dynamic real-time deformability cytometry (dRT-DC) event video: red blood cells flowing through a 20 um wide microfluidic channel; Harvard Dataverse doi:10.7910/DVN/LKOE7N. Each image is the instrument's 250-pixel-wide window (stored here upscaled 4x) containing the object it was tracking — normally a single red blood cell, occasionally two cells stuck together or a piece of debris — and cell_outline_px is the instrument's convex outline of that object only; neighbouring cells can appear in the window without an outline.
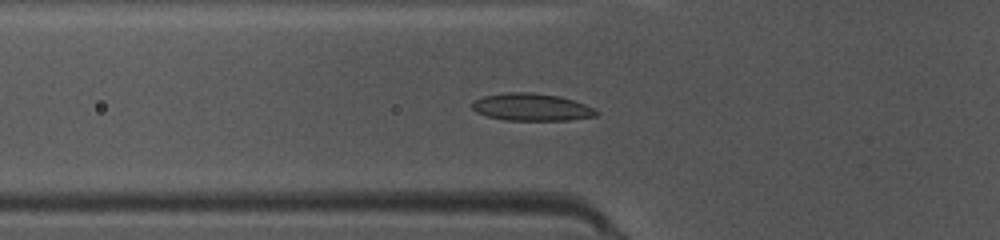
{"species": "common noctule bat (a hibernating species)", "species_latin": "Nyctalus noctula", "temperature_condition": "warm", "stored_images_in_passage": 43, "segment_of_instrument_passage": [1, 2], "camera_frame_rate_fps": 3000, "um_per_image_px": 0.085, "animal": {"sex": "female", "body_mass_g": 10.0, "forearm_length_mm": 53.1}, "frame": {"image": 1, "passage_image": 11, "time_ms": 3.333, "image_size_px": [1000, 240], "cell_outline_px": [[600, 112], [596, 116], [568, 120], [504, 120], [488, 116], [476, 112], [472, 108], [472, 100], [484, 96], [508, 92], [528, 92], [560, 96], [584, 104]], "centroid_in_image_um": [45.16, 9.1], "position_along_channel_um": 80.6, "area_um2": 19.71}}
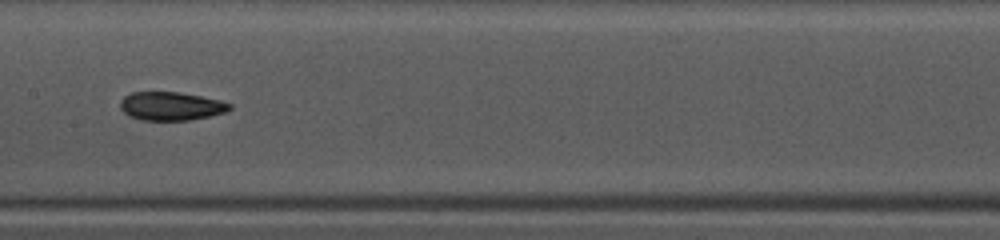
{"frame": {"image": 2, "passage_image": 19, "time_ms": 6.0, "image_size_px": [1000, 240], "cell_outline_px": [[232, 108], [224, 112], [208, 116], [188, 120], [140, 120], [128, 116], [120, 108], [120, 100], [124, 96], [132, 92], [176, 92], [200, 96], [220, 100], [232, 104]], "centroid_in_image_um": [14.5, 9.02], "position_along_channel_um": 192.9, "area_um2": 18.09}}
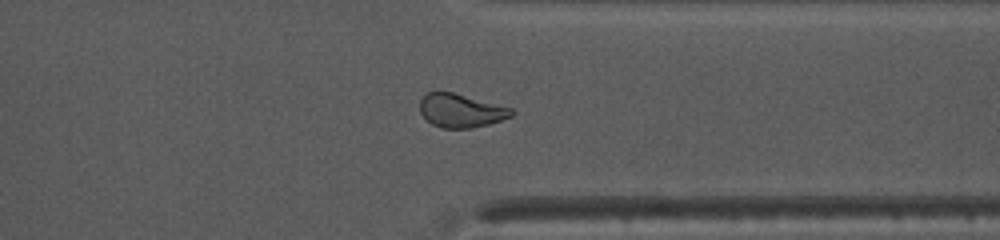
{"frame": {"image": 3, "passage_image": 32, "time_ms": 10.333, "image_size_px": [1000, 240], "cell_outline_px": [[516, 112], [512, 116], [488, 124], [472, 128], [440, 128], [432, 124], [420, 112], [420, 100], [428, 92], [452, 92], [512, 108]], "centroid_in_image_um": [39.18, 9.41], "position_along_channel_um": 372.2, "area_um2": 17.74}}